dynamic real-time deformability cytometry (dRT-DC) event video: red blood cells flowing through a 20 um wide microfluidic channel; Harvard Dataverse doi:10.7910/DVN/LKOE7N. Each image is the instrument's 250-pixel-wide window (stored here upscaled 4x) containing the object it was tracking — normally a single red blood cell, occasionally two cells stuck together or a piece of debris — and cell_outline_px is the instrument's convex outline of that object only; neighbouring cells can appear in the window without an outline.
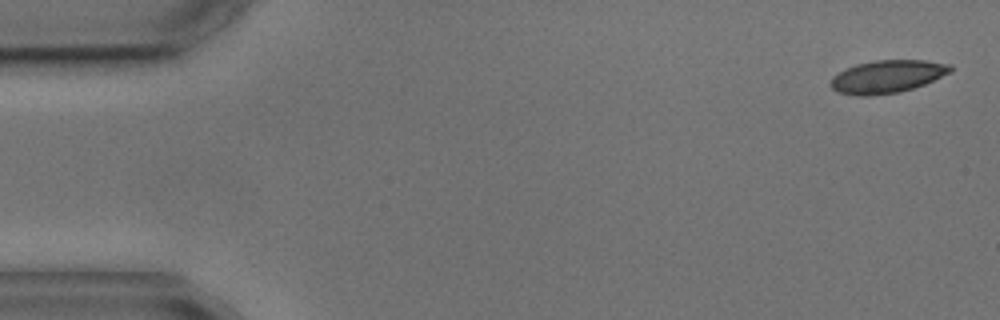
{"species": "common noctule bat (a hibernating species)", "species_latin": "Nyctalus noctula", "temperature_condition": "cold", "stored_images_in_passage": 8, "camera_frame_rate_fps": 3000, "um_per_image_px": 0.085, "animal": {"sex": "male", "body_mass_g": 17.9, "forearm_length_mm": 54.2}, "frame": {"image": 1, "passage_image": 1, "time_ms": 0.0, "image_size_px": [1000, 320], "cell_outline_px": [[952, 72], [924, 84], [900, 92], [868, 96], [860, 96], [836, 92], [828, 84], [832, 76], [856, 64], [876, 60], [924, 60], [952, 64]], "centroid_in_image_um": [75.41, 6.51], "position_along_channel_um": 9.6, "area_um2": 22.95}}
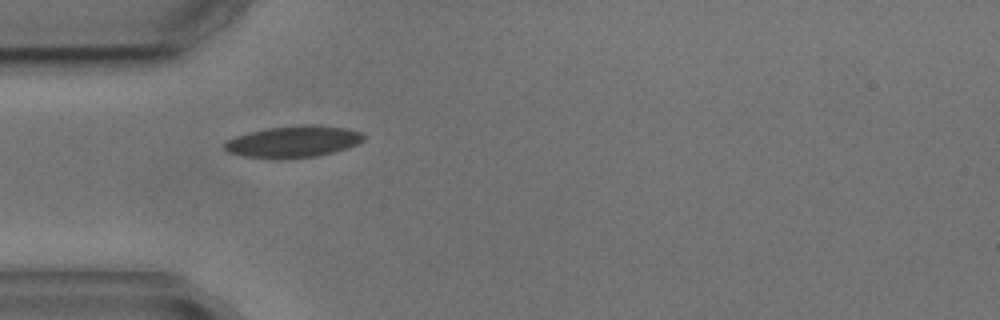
{"frame": {"image": 2, "passage_image": 5, "time_ms": 4.667, "image_size_px": [1000, 320], "cell_outline_px": [[368, 136], [364, 140], [348, 148], [316, 156], [280, 160], [276, 160], [244, 156], [228, 152], [224, 148], [224, 144], [228, 140], [236, 136], [268, 128], [344, 128], [360, 132]], "centroid_in_image_um": [24.89, 12.12], "position_along_channel_um": 60.1, "area_um2": 24.51}}
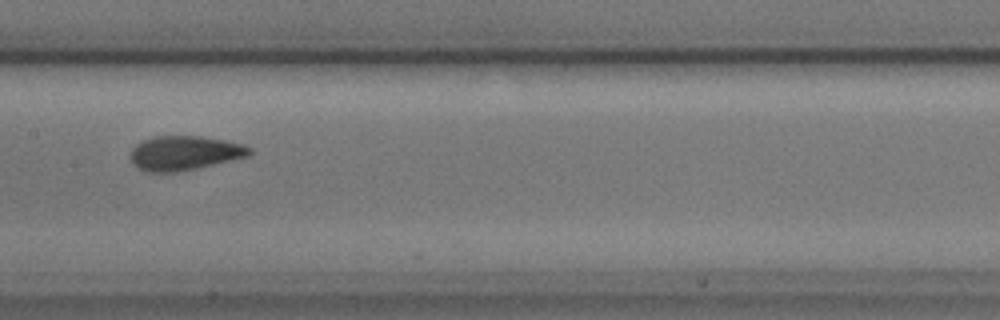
{"frame": {"image": 3, "passage_image": 8, "time_ms": 8.333, "image_size_px": [1000, 320], "cell_outline_px": [[252, 152], [248, 156], [196, 168], [172, 172], [148, 172], [132, 164], [128, 156], [132, 148], [136, 144], [144, 140], [156, 136], [200, 136], [224, 140], [244, 144], [252, 148]], "centroid_in_image_um": [15.66, 13.0], "position_along_channel_um": 191.7, "area_um2": 23.76}}